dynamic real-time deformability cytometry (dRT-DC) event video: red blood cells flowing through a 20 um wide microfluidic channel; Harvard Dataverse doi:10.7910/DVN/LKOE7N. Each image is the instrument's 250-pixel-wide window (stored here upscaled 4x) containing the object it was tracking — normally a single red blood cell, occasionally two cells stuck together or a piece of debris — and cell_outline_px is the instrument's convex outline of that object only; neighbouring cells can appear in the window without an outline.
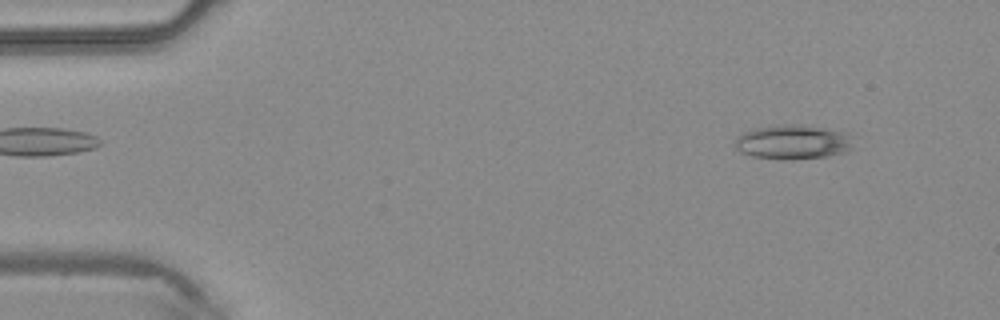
{"species": "common noctule bat (a hibernating species)", "species_latin": "Nyctalus noctula", "temperature_condition": "warm", "stored_images_in_passage": 11, "camera_frame_rate_fps": 3000, "um_per_image_px": 0.085, "animal": {"sex": "male", "body_mass_g": 20.4}, "frame": {"image": 1, "passage_image": 2, "time_ms": 0.333, "image_size_px": [1000, 320], "cell_outline_px": [[856, 148], [848, 152], [828, 156], [792, 160], [784, 160], [752, 156], [740, 152], [732, 144], [744, 132], [756, 128], [776, 124], [804, 124], [848, 132], [852, 136]], "centroid_in_image_um": [67.49, 12.07], "position_along_channel_um": 17.5, "area_um2": 24.51}}
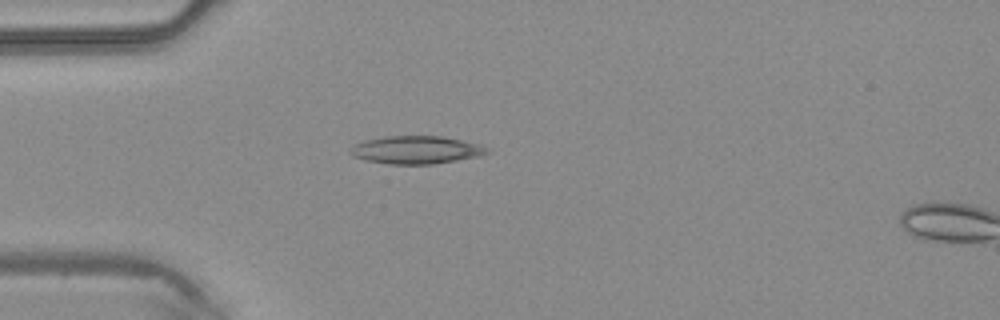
{"frame": {"image": 2, "passage_image": 10, "time_ms": 3.0, "image_size_px": [1000, 320], "cell_outline_px": [[492, 148], [488, 152], [480, 156], [432, 164], [388, 164], [368, 160], [352, 156], [348, 152], [356, 144], [364, 140], [384, 136], [440, 136], [480, 144]], "centroid_in_image_um": [35.39, 12.74], "position_along_channel_um": 49.6, "area_um2": 22.14}}